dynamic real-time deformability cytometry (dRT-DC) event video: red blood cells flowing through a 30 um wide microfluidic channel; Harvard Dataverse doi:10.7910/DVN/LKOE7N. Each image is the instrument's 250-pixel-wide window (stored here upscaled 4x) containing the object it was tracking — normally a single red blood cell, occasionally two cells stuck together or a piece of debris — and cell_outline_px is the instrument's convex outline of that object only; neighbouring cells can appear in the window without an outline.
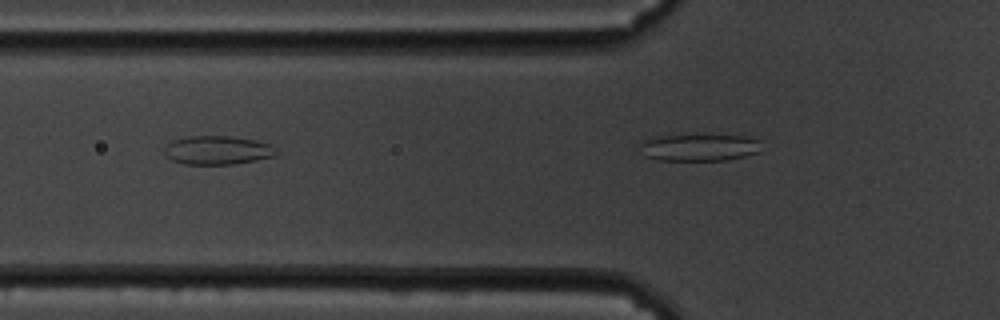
{"species": "common noctule bat (a hibernating species)", "species_latin": "Nyctalus noctula", "temperature_condition": "cold", "stored_images_in_passage": 4, "camera_frame_rate_fps": 3000, "um_per_image_px": 0.085, "animal": {"sex": "male", "body_mass_g": 19.5, "forearm_length_mm": 54.6}, "frame": {"image": 1, "passage_image": 4, "time_ms": 1.0, "image_size_px": [1000, 320], "cell_outline_px": [[760, 152], [728, 160], [660, 160], [644, 156], [644, 140], [652, 136], [744, 136], [760, 140]], "centroid_in_image_um": [59.5, 12.55], "position_along_channel_um": 66.3, "area_um2": 18.61}}